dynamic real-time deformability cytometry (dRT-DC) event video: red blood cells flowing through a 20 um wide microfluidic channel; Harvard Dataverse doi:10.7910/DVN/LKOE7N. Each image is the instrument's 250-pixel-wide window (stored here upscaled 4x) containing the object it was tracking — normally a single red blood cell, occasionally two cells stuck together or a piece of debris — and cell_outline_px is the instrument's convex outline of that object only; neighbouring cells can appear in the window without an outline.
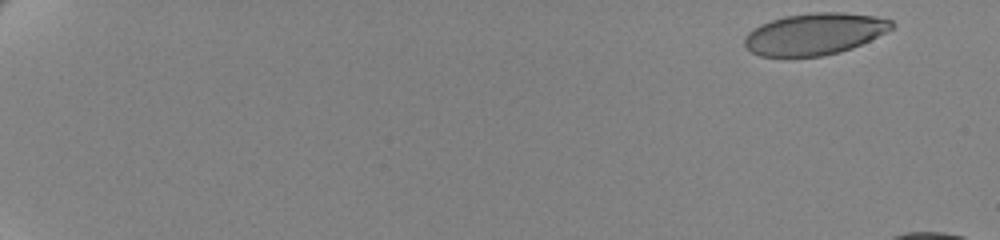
{"species": "human", "species_latin": "Homo sapiens", "temperature_condition": "cold", "stored_images_in_passage": 57, "camera_frame_rate_fps": 3000, "um_per_image_px": 0.085, "donor": {"sex": "female"}, "frame": {"image": 1, "passage_image": 2, "time_ms": 0.333, "image_size_px": [1000, 240], "cell_outline_px": [[892, 28], [852, 48], [840, 52], [820, 56], [760, 56], [752, 52], [744, 44], [744, 40], [748, 32], [760, 24], [784, 16], [812, 12], [844, 12], [872, 16], [892, 20]], "centroid_in_image_um": [69.2, 2.88], "position_along_channel_um": 15.8, "area_um2": 35.32}}
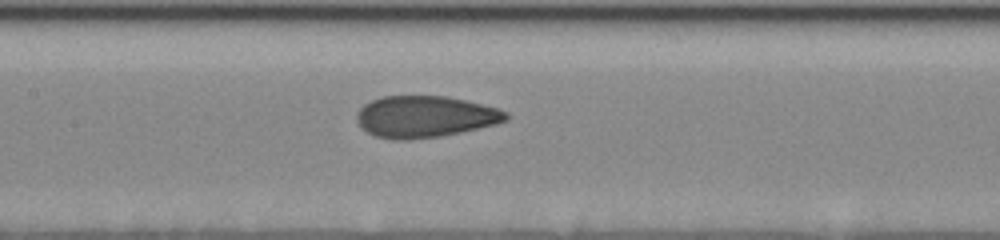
{"frame": {"image": 2, "passage_image": 30, "time_ms": 9.667, "image_size_px": [1000, 240], "cell_outline_px": [[508, 120], [496, 124], [460, 132], [440, 136], [408, 140], [392, 140], [376, 136], [368, 132], [356, 120], [356, 112], [364, 104], [380, 96], [448, 96], [496, 108], [508, 112]], "centroid_in_image_um": [36.1, 9.91], "position_along_channel_um": 171.3, "area_um2": 36.07}}
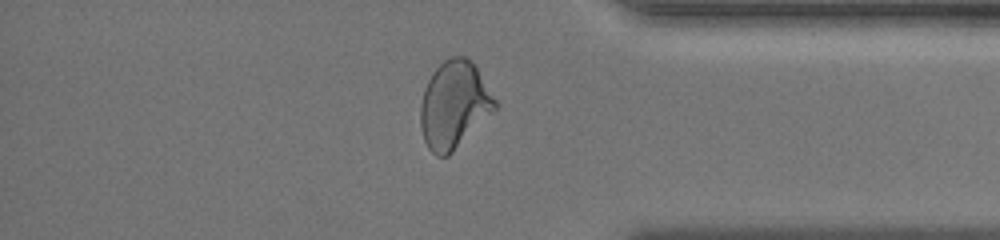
{"frame": {"image": 3, "passage_image": 50, "time_ms": 16.333, "image_size_px": [1000, 240], "cell_outline_px": [[496, 108], [448, 156], [436, 156], [428, 148], [424, 140], [420, 128], [420, 104], [424, 88], [432, 72], [448, 56], [464, 56], [472, 60], [496, 100]], "centroid_in_image_um": [38.56, 8.89], "position_along_channel_um": 396.6, "area_um2": 37.63}, "authors_computed_cell_mechanics": {"area_um2": 36.4718, "velocity_mm_per_s": 3.481, "shape_relaxation_time_tau1_ms": 5.6782, "shape_relaxation_time_tau2_ms": 0.8799, "deformation_change_tau1": 0.1495, "deformation_change_tau2": 0.066}}